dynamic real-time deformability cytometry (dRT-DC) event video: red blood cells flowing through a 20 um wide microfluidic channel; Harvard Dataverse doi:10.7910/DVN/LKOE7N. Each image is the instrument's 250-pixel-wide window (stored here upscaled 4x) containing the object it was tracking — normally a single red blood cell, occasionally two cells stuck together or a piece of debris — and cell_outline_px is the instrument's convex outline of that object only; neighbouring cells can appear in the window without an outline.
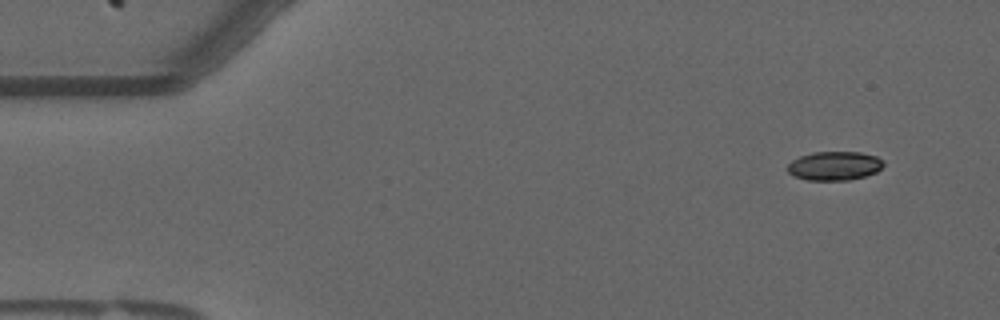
{"species": "common noctule bat (a hibernating species)", "species_latin": "Nyctalus noctula", "temperature_condition": "warm", "stored_images_in_passage": 15, "camera_frame_rate_fps": 3000, "um_per_image_px": 0.085, "animal": {"sex": "male", "forearm_length_mm": 52.5}, "frame": {"image": 1, "passage_image": 5, "time_ms": 1.333, "image_size_px": [1000, 320], "cell_outline_px": [[884, 164], [876, 172], [864, 176], [848, 180], [808, 180], [796, 176], [788, 172], [788, 164], [792, 160], [800, 156], [812, 152], [860, 152], [876, 156], [884, 160]], "centroid_in_image_um": [70.94, 14.09], "position_along_channel_um": 14.1, "area_um2": 16.07}}